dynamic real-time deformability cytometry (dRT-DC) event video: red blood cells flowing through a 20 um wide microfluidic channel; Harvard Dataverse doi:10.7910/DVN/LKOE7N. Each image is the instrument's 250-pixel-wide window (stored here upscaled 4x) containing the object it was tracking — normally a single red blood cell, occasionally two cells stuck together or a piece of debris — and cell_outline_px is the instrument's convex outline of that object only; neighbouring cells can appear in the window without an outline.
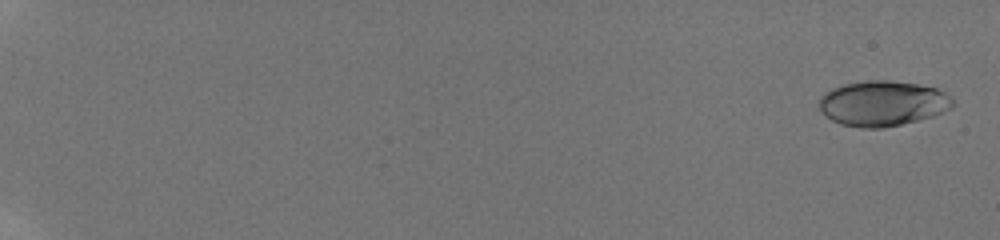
{"species": "human", "species_latin": "Homo sapiens", "temperature_condition": "room temperature", "stored_images_in_passage": 81, "camera_frame_rate_fps": 3000, "um_per_image_px": 0.085, "donor": {"sex": "male"}, "frame": {"image": 1, "passage_image": 3, "time_ms": 0.333, "image_size_px": [1000, 240], "cell_outline_px": [[956, 104], [952, 108], [944, 112], [932, 116], [884, 128], [860, 128], [840, 124], [832, 120], [820, 112], [820, 96], [824, 92], [840, 84], [864, 80], [888, 80], [916, 84], [936, 88], [944, 92], [956, 100]], "centroid_in_image_um": [75.02, 8.78], "position_along_channel_um": 10.0, "area_um2": 35.6}}
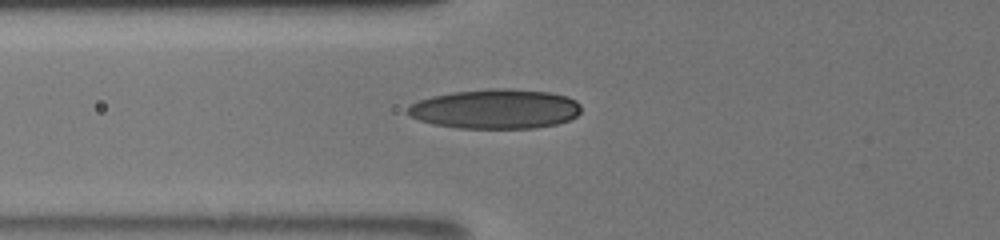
{"frame": {"image": 2, "passage_image": 39, "time_ms": 8.333, "image_size_px": [1000, 240], "cell_outline_px": [[580, 112], [576, 116], [568, 120], [556, 124], [536, 128], [460, 128], [432, 124], [408, 116], [404, 112], [412, 104], [420, 100], [432, 96], [452, 92], [492, 88], [508, 88], [552, 92], [568, 96], [576, 100], [580, 104]], "centroid_in_image_um": [42.12, 9.25], "position_along_channel_um": 83.7, "area_um2": 40.29}}
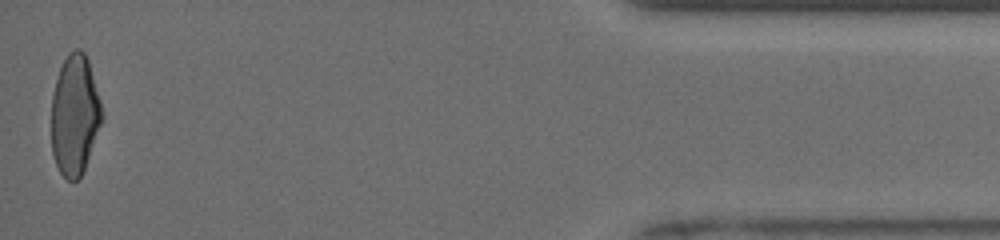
{"frame": {"image": 3, "passage_image": 81, "time_ms": 18.667, "image_size_px": [1000, 240], "cell_outline_px": [[104, 120], [84, 168], [80, 176], [76, 180], [68, 180], [60, 172], [56, 164], [52, 152], [52, 96], [56, 80], [60, 68], [68, 52], [76, 48], [80, 48], [84, 52], [88, 60], [100, 100], [104, 116]], "centroid_in_image_um": [6.37, 9.76], "position_along_channel_um": 428.8, "area_um2": 35.37}, "authors_computed_cell_mechanics": {"area_um2": 35.7782, "velocity_mm_per_s": 3.9592, "shape_relaxation_time_tau1_ms": 5.8826, "shape_relaxation_time_tau2_ms": 1.1412, "deformation_change_tau1": 0.2085, "deformation_change_tau2": 0.066}}